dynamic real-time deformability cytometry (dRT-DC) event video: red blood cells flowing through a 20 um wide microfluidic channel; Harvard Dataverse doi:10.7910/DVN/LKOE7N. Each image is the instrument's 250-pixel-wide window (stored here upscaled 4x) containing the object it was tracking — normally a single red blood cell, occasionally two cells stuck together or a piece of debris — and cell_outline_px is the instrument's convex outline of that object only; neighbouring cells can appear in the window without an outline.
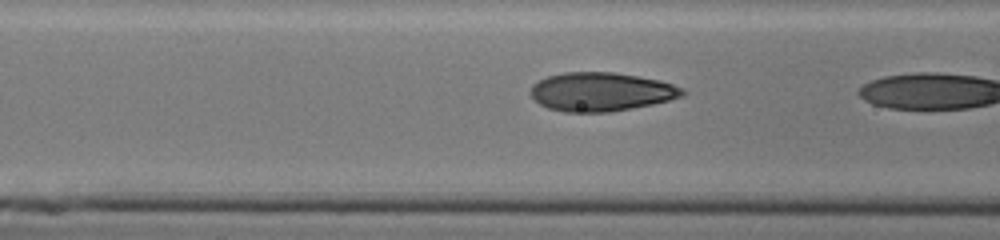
{"species": "human", "species_latin": "Homo sapiens", "temperature_condition": "cold", "stored_images_in_passage": 21, "camera_frame_rate_fps": 3000, "um_per_image_px": 0.085, "donor": {"sex": "male"}, "frame": {"image": 1, "passage_image": 20, "time_ms": 6.333, "image_size_px": [1000, 240], "cell_outline_px": [[688, 92], [684, 96], [652, 104], [632, 108], [608, 112], [564, 112], [548, 108], [540, 104], [528, 92], [532, 84], [548, 76], [564, 72], [612, 72], [660, 80], [684, 88]], "centroid_in_image_um": [51.1, 7.8], "position_along_channel_um": 115.5, "area_um2": 34.33}}